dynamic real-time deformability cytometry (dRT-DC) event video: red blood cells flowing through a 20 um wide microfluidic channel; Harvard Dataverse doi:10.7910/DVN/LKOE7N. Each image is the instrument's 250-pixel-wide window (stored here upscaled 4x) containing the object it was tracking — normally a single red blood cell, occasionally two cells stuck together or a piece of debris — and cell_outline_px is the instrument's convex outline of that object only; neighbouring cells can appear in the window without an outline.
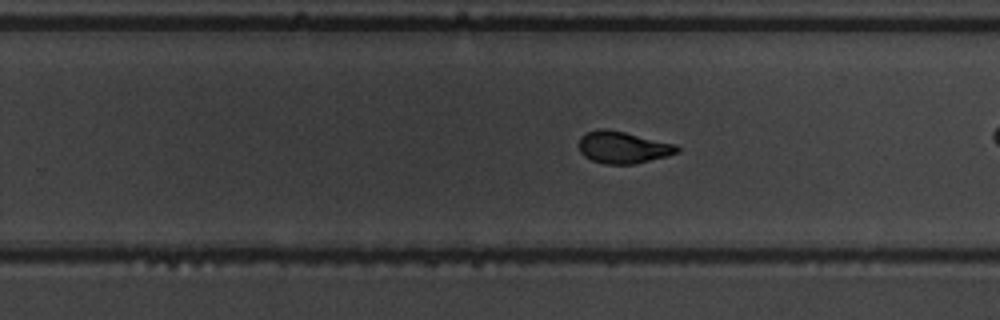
{"species": "common noctule bat (a hibernating species)", "species_latin": "Nyctalus noctula", "temperature_condition": "warm", "stored_images_in_passage": 25, "camera_frame_rate_fps": 3000, "um_per_image_px": 0.085, "animal": {"sex": "male", "body_mass_g": 19.5, "forearm_length_mm": 54.6}, "frame": {"image": 1, "passage_image": 15, "time_ms": 4.667, "image_size_px": [1000, 320], "cell_outline_px": [[680, 152], [668, 156], [636, 164], [604, 164], [592, 160], [584, 156], [580, 152], [580, 136], [584, 132], [600, 128], [608, 128], [676, 144], [680, 148]], "centroid_in_image_um": [52.96, 12.52], "position_along_channel_um": 276.8, "area_um2": 18.55}}
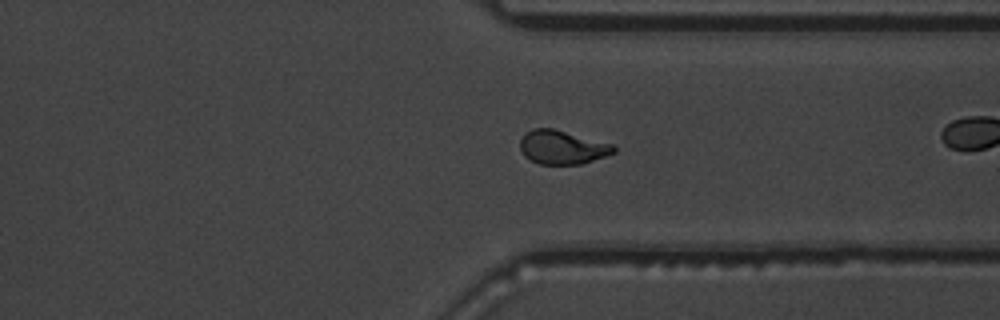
{"frame": {"image": 2, "passage_image": 22, "time_ms": 7.0, "image_size_px": [1000, 320], "cell_outline_px": [[616, 152], [580, 164], [540, 164], [524, 156], [520, 148], [520, 140], [524, 132], [532, 128], [552, 128], [612, 144], [616, 148]], "centroid_in_image_um": [47.75, 12.51], "position_along_channel_um": 363.7, "area_um2": 18.26}}